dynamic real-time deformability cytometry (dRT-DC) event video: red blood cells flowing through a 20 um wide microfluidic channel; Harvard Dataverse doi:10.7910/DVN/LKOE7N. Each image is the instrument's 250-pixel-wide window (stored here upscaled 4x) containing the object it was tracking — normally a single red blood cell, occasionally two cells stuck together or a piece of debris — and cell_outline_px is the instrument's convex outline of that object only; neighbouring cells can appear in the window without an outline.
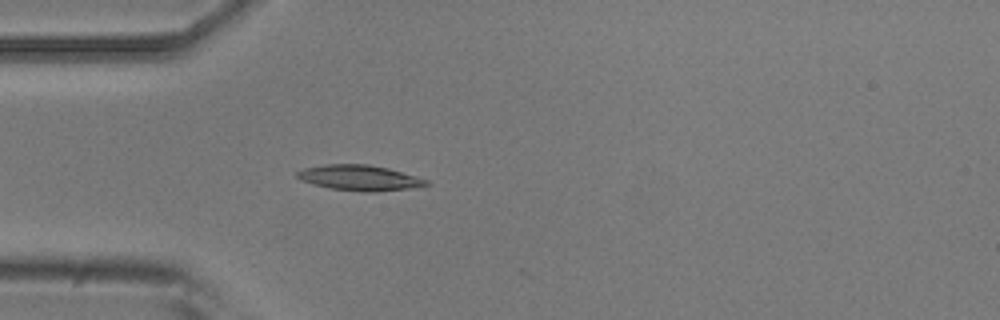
{"species": "common noctule bat (a hibernating species)", "species_latin": "Nyctalus noctula", "temperature_condition": "room temperature", "stored_images_in_passage": 18, "camera_frame_rate_fps": 3000, "um_per_image_px": 0.085, "animal": {"sex": "male", "body_mass_g": 20.5, "forearm_length_mm": 52.5}, "frame": {"image": 1, "passage_image": 15, "time_ms": 4.667, "image_size_px": [1000, 320], "cell_outline_px": [[432, 184], [408, 188], [376, 192], [364, 192], [332, 188], [312, 184], [300, 180], [296, 176], [296, 172], [304, 168], [324, 164], [368, 164], [388, 168], [416, 176], [428, 180]], "centroid_in_image_um": [30.55, 15.11], "position_along_channel_um": 54.5, "area_um2": 19.13}}